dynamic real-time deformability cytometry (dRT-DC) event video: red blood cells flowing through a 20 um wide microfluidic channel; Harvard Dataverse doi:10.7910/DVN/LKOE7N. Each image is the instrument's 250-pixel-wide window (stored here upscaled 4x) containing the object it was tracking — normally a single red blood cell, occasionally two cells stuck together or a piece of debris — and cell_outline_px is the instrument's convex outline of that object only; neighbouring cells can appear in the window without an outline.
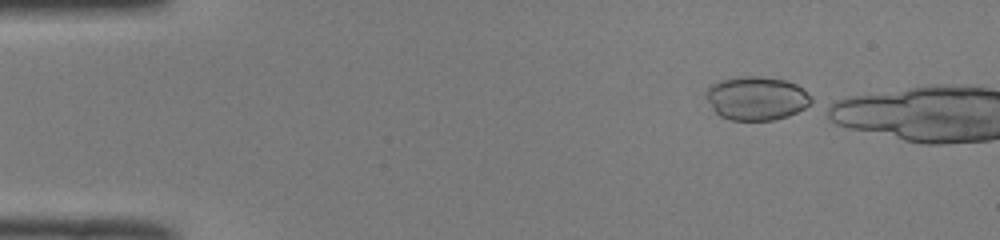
{"species": "common noctule bat (a hibernating species)", "species_latin": "Nyctalus noctula", "temperature_condition": "room temperature", "stored_images_in_passage": 4, "camera_frame_rate_fps": 3000, "um_per_image_px": 0.085, "animal": {"sex": "male", "body_mass_g": 19.0, "forearm_length_mm": 50.8}, "frame": {"image": 1, "passage_image": 1, "time_ms": 0.0, "image_size_px": [1000, 240], "cell_outline_px": [[812, 104], [788, 116], [772, 120], [732, 120], [720, 116], [716, 112], [704, 96], [704, 92], [712, 84], [720, 80], [744, 76], [764, 76], [784, 80], [796, 84], [812, 96]], "centroid_in_image_um": [64.3, 8.35], "position_along_channel_um": 20.7, "area_um2": 26.82}}